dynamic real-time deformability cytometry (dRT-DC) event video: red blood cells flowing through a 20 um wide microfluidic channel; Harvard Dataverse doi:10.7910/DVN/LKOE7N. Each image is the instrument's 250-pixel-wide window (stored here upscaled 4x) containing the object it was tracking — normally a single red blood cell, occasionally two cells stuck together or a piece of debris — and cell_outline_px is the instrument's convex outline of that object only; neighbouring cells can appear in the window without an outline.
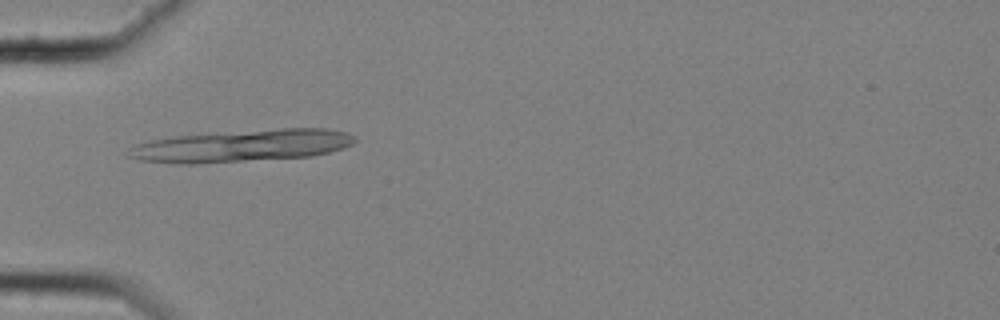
{"species": "common noctule bat (a hibernating species)", "species_latin": "Nyctalus noctula", "temperature_condition": "cold", "stored_images_in_passage": 45, "camera_frame_rate_fps": 3000, "um_per_image_px": 0.085, "animal": {"sex": "female", "body_mass_g": 25.1}, "frame": {"image": 1, "passage_image": 7, "time_ms": 2.0, "image_size_px": [1000, 320], "cell_outline_px": [[356, 140], [352, 144], [328, 152], [312, 156], [196, 164], [180, 164], [140, 160], [128, 156], [128, 148], [136, 144], [152, 140], [172, 136], [280, 128], [324, 128], [348, 132], [356, 136]], "centroid_in_image_um": [20.55, 12.39], "position_along_channel_um": 64.4, "area_um2": 42.37}}
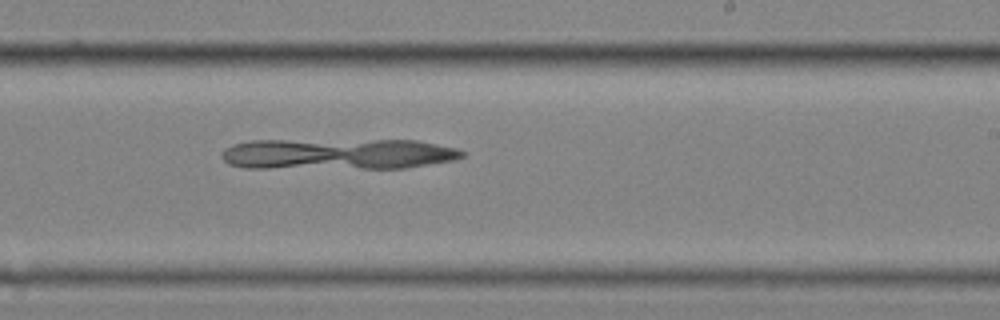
{"frame": {"image": 2, "passage_image": 24, "time_ms": 7.667, "image_size_px": [1000, 320], "cell_outline_px": [[468, 152], [464, 156], [452, 160], [404, 168], [244, 168], [228, 164], [220, 156], [220, 152], [224, 148], [232, 144], [248, 140], [416, 140], [456, 148]], "centroid_in_image_um": [28.64, 13.08], "position_along_channel_um": 260.4, "area_um2": 43.93}}
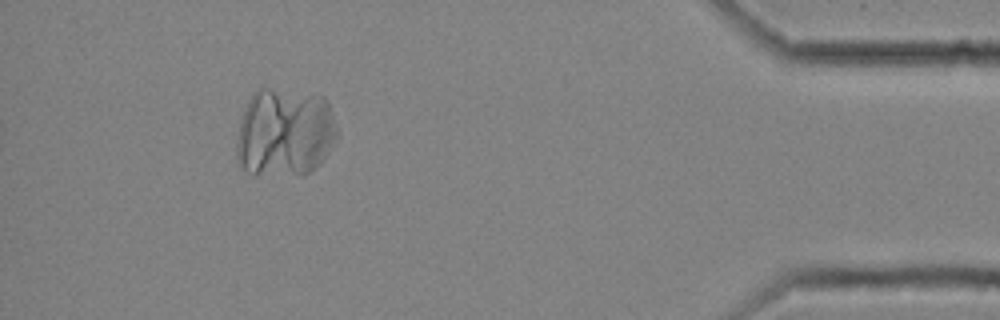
{"frame": {"image": 3, "passage_image": 41, "time_ms": 13.333, "image_size_px": [1000, 320], "cell_outline_px": [[340, 132], [328, 152], [304, 176], [252, 176], [244, 172], [236, 156], [236, 144], [240, 120], [252, 92], [260, 88], [272, 88], [324, 96], [328, 100]], "centroid_in_image_um": [24.19, 11.29], "position_along_channel_um": 411.0, "area_um2": 53.12}}